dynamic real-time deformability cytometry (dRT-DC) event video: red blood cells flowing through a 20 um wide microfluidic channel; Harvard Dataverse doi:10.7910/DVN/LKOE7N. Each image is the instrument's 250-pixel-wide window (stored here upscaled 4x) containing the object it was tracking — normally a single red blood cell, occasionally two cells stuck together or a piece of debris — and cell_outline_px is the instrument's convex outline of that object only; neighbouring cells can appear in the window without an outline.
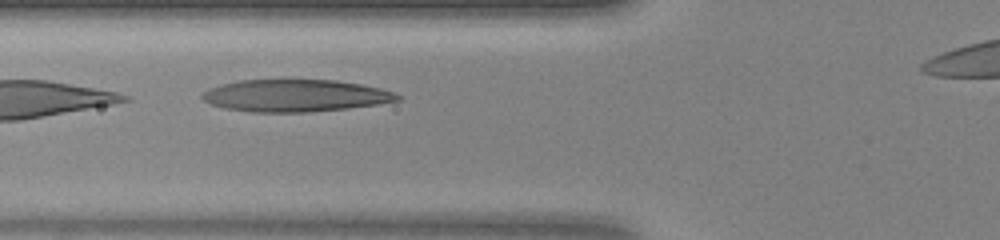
{"species": "human", "species_latin": "Homo sapiens", "temperature_condition": "warm", "stored_images_in_passage": 6, "camera_frame_rate_fps": 3000, "um_per_image_px": 0.085, "donor": {"sex": "female"}, "frame": {"image": 1, "passage_image": 3, "time_ms": 0.667, "image_size_px": [1000, 240], "cell_outline_px": [[400, 100], [376, 104], [348, 108], [308, 112], [252, 112], [224, 108], [212, 104], [204, 100], [200, 96], [208, 88], [240, 80], [336, 80], [360, 84], [380, 88], [392, 92], [400, 96]], "centroid_in_image_um": [25.08, 8.13], "position_along_channel_um": 100.7, "area_um2": 36.3}}